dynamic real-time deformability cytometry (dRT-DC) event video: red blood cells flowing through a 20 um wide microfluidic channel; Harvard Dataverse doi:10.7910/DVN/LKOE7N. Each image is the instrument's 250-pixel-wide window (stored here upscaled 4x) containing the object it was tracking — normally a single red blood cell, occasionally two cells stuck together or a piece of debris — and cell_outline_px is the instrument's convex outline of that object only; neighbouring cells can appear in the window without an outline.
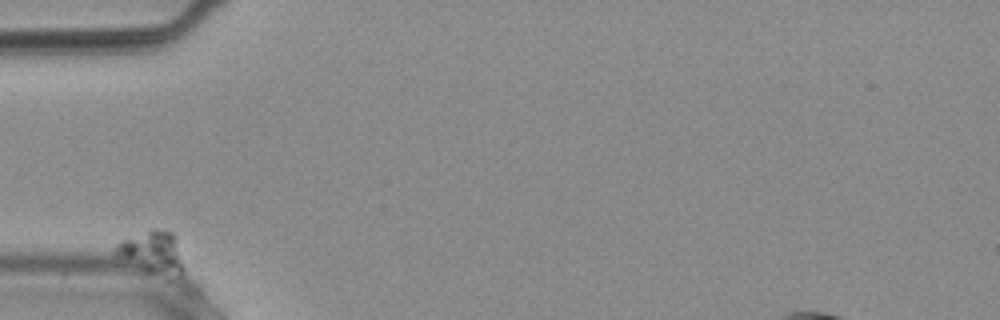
{"species": "common noctule bat (a hibernating species)", "species_latin": "Nyctalus noctula", "temperature_condition": "warm", "stored_images_in_passage": 29, "camera_frame_rate_fps": 3000, "um_per_image_px": 0.085, "animal": {"sex": "male", "body_mass_g": 20.4}, "frame": {"image": 1, "passage_image": 1, "time_ms": 0.0, "image_size_px": [1000, 320], "cell_outline_px": [[184, 268], [180, 272], [148, 268], [116, 256], [112, 252], [112, 248], [120, 240], [152, 228], [156, 228], [172, 232], [176, 236]], "centroid_in_image_um": [12.88, 21.26], "position_along_channel_um": 72.1, "area_um2": 15.43}}
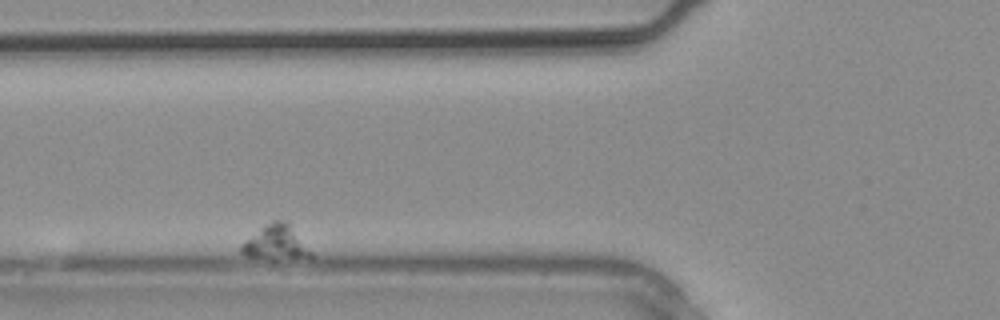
{"frame": {"image": 2, "passage_image": 5, "time_ms": 1.333, "image_size_px": [1000, 320], "cell_outline_px": [[312, 256], [272, 260], [248, 256], [240, 252], [240, 244], [264, 224], [272, 220], [284, 220], [288, 224], [312, 252]], "centroid_in_image_um": [23.37, 20.63], "position_along_channel_um": 102.4, "area_um2": 13.81}}